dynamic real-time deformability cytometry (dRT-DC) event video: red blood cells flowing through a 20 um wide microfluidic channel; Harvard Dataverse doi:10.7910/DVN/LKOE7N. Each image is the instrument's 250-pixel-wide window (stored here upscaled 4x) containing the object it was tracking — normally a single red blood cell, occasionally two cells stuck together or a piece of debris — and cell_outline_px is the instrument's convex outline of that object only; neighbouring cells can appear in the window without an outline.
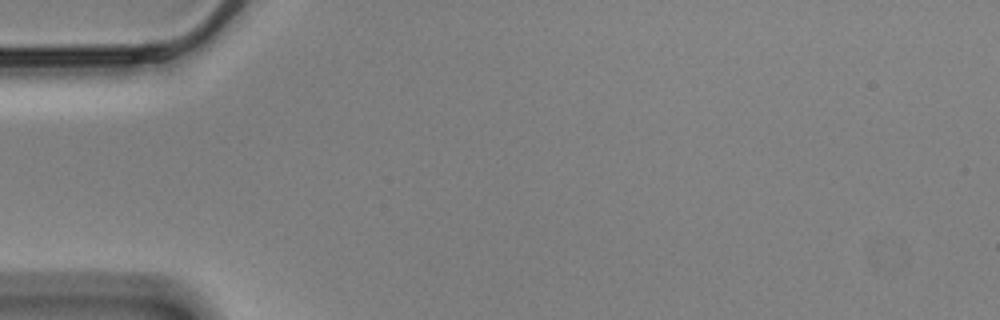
{"species": "Egyptian fruit bat (a non-hibernating species)", "species_latin": "Rousettus aegyptiacus", "temperature_condition": "cold", "stored_images_in_passage": 1, "camera_frame_rate_fps": 3000, "um_per_image_px": 0.085, "animal": {"sex": "male"}, "frame": {"image": 1, "passage_image": 1, "time_ms": 0.0, "image_size_px": [1000, 320], "cell_outline_px": [[288, 32], [280, 48], [248, 76], [228, 92], [196, 108], [188, 108], [208, 88], [232, 68], [268, 44]], "centroid_in_image_um": [20.3, 6.21], "position_along_channel_um": 64.7, "area_um2": 10.4}}